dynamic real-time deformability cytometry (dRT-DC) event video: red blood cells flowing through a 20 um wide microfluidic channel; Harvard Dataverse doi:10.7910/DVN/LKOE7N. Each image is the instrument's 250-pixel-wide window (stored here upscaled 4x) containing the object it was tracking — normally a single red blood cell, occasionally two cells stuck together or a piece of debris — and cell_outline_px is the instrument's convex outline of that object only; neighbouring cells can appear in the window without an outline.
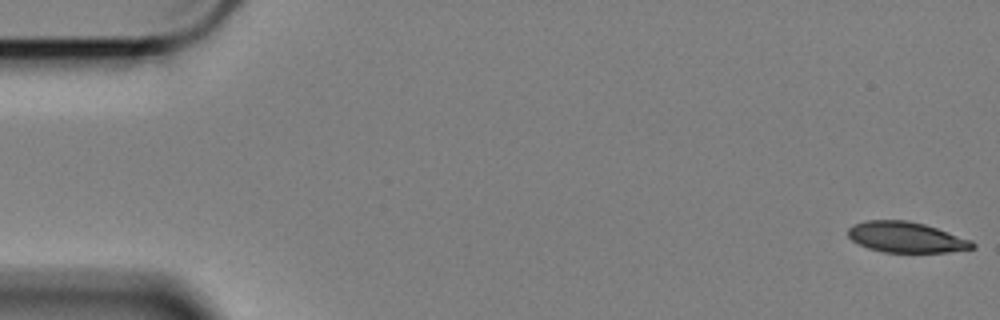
{"species": "Egyptian fruit bat (a non-hibernating species)", "species_latin": "Rousettus aegyptiacus", "temperature_condition": "cold", "stored_images_in_passage": 13, "camera_frame_rate_fps": 3000, "um_per_image_px": 0.085, "animal": {"sex": "female"}, "frame": {"image": 1, "passage_image": 1, "time_ms": 0.0, "image_size_px": [1000, 320], "cell_outline_px": [[976, 248], [948, 252], [884, 252], [868, 248], [852, 240], [848, 236], [848, 228], [852, 224], [868, 220], [908, 220], [924, 224], [972, 240], [976, 244]], "centroid_in_image_um": [77.03, 20.16], "position_along_channel_um": 8.0, "area_um2": 22.2}}